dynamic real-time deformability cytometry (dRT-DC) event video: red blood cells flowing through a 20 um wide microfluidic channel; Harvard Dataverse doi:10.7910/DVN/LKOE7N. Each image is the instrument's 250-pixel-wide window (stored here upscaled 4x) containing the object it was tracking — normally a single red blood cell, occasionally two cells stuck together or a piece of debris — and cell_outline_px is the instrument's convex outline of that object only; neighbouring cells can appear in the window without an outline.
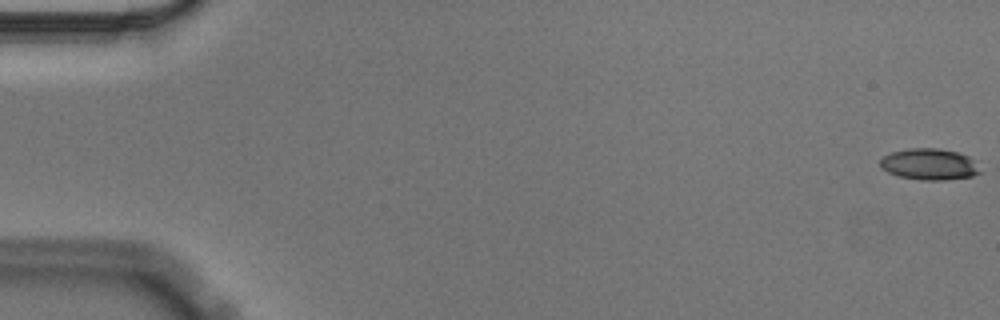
{"species": "Egyptian fruit bat (a non-hibernating species)", "species_latin": "Rousettus aegyptiacus", "temperature_condition": "cold", "stored_images_in_passage": 57, "camera_frame_rate_fps": 3000, "um_per_image_px": 0.085, "animal": {"sex": "male"}, "frame": {"image": 1, "passage_image": 1, "time_ms": 0.0, "image_size_px": [1000, 320], "cell_outline_px": [[980, 172], [972, 176], [944, 180], [920, 180], [900, 176], [888, 172], [880, 168], [880, 160], [884, 156], [892, 152], [908, 148], [936, 148], [956, 152], [968, 156], [972, 160]], "centroid_in_image_um": [78.94, 13.96], "position_along_channel_um": 6.1, "area_um2": 17.98}}
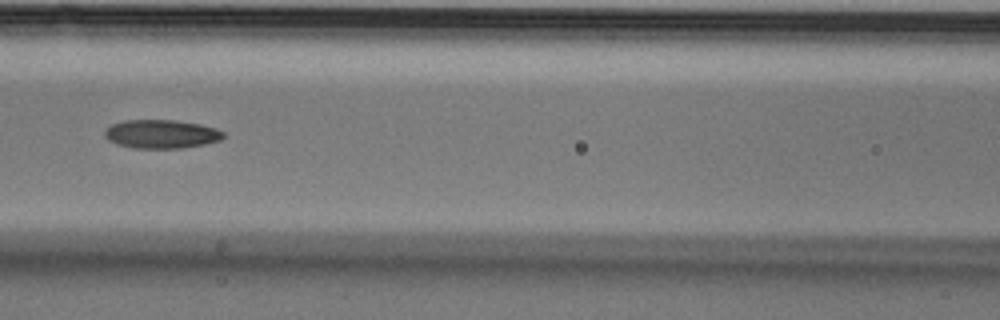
{"frame": {"image": 2, "passage_image": 26, "time_ms": 8.333, "image_size_px": [1000, 320], "cell_outline_px": [[224, 136], [220, 140], [204, 144], [184, 148], [132, 148], [116, 144], [108, 140], [104, 136], [104, 128], [112, 124], [124, 120], [176, 120], [200, 124], [216, 128], [224, 132]], "centroid_in_image_um": [13.68, 11.39], "position_along_channel_um": 152.9, "area_um2": 20.0}}
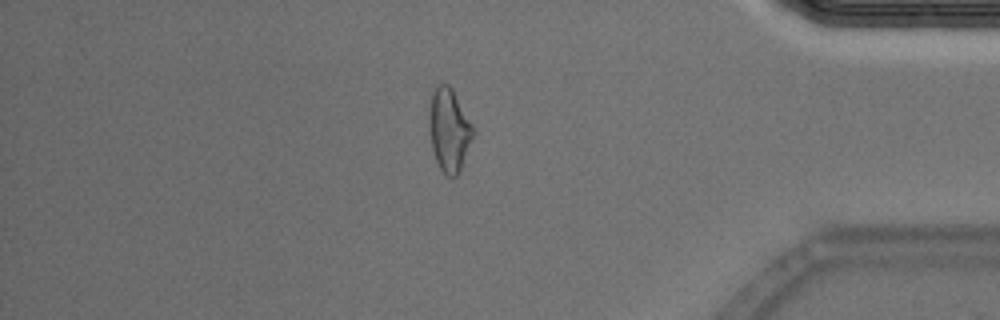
{"frame": {"image": 3, "passage_image": 49, "time_ms": 16.0, "image_size_px": [1000, 320], "cell_outline_px": [[472, 136], [460, 172], [456, 176], [448, 176], [440, 168], [436, 160], [432, 148], [428, 132], [428, 112], [432, 92], [436, 84], [448, 84], [452, 88], [472, 124]], "centroid_in_image_um": [38.12, 11.01], "position_along_channel_um": 397.1, "area_um2": 21.15}, "authors_computed_cell_mechanics": {"area_um2": 19.7676, "velocity_mm_per_s": 3.5674, "shape_relaxation_time_tau1_ms": 7.0667, "shape_relaxation_time_tau2_ms": 5.8739, "deformation_change_tau1": 0.1879, "deformation_change_tau2": 0.1368}}